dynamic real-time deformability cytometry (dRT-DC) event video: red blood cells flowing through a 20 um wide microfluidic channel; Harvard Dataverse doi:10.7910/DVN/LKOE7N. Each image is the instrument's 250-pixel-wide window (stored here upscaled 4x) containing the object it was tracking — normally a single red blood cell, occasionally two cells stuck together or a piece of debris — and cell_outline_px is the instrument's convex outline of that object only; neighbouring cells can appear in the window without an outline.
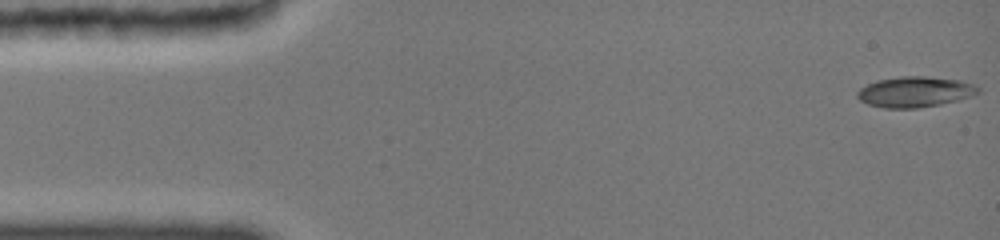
{"species": "common noctule bat (a hibernating species)", "species_latin": "Nyctalus noctula", "temperature_condition": "cold", "stored_images_in_passage": 6, "camera_frame_rate_fps": 3000, "um_per_image_px": 0.085, "animal": {"sex": "female", "body_mass_g": 19.0, "forearm_length_mm": 51.5}, "frame": {"image": 1, "passage_image": 1, "time_ms": 0.0, "image_size_px": [1000, 240], "cell_outline_px": [[980, 92], [972, 96], [940, 104], [916, 108], [884, 108], [868, 104], [860, 100], [856, 96], [856, 92], [860, 88], [876, 80], [900, 76], [924, 76], [960, 80], [976, 84], [980, 88]], "centroid_in_image_um": [77.77, 7.8], "position_along_channel_um": 7.2, "area_um2": 21.62}}